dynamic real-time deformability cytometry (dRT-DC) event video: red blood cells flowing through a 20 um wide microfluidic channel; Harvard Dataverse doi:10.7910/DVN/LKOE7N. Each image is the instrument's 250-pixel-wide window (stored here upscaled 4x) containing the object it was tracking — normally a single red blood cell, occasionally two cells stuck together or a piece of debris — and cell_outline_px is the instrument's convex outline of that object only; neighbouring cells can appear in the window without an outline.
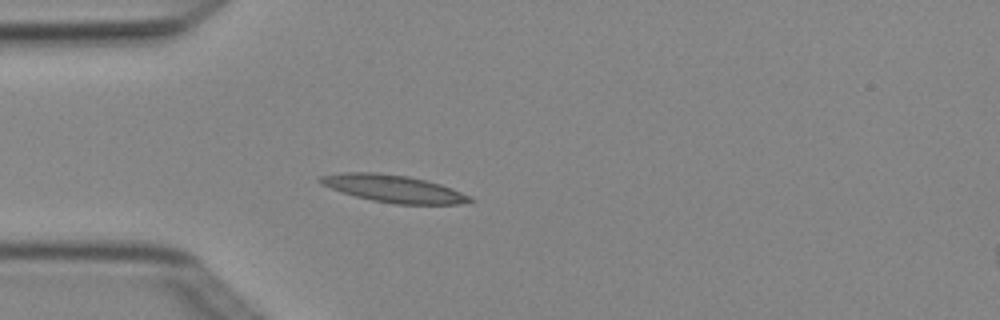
{"species": "Egyptian fruit bat (a non-hibernating species)", "species_latin": "Rousettus aegyptiacus", "temperature_condition": "cold", "stored_images_in_passage": 4, "camera_frame_rate_fps": 3000, "um_per_image_px": 0.085, "animal": {"sex": "female"}, "frame": {"image": 1, "passage_image": 4, "time_ms": 1.0, "image_size_px": [1000, 320], "cell_outline_px": [[476, 200], [456, 204], [396, 204], [372, 200], [340, 192], [320, 184], [316, 180], [320, 176], [344, 172], [372, 172], [408, 176], [440, 184], [452, 188], [472, 196]], "centroid_in_image_um": [33.43, 16.03], "position_along_channel_um": 51.6, "area_um2": 23.81}}